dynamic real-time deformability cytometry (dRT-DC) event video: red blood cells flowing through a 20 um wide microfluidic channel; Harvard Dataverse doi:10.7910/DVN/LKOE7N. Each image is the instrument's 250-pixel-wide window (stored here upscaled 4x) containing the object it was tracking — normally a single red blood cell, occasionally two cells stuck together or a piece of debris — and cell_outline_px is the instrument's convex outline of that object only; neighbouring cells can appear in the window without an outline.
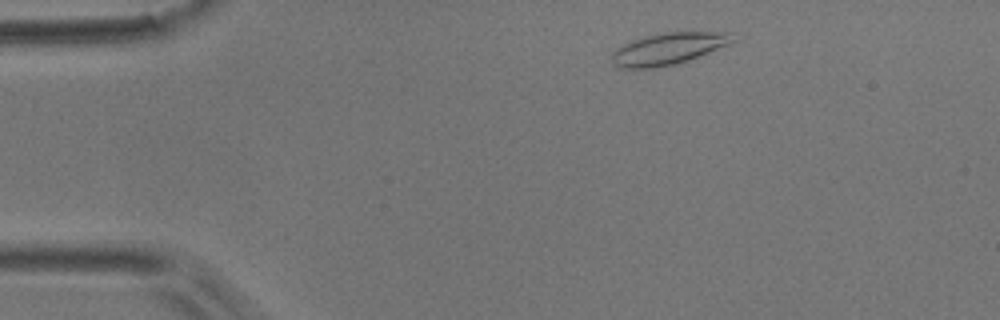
{"species": "common noctule bat (a hibernating species)", "species_latin": "Nyctalus noctula", "temperature_condition": "room temperature", "stored_images_in_passage": 48, "camera_frame_rate_fps": 3000, "um_per_image_px": 0.085, "animal": {"sex": "male", "body_mass_g": 17.9}, "frame": {"image": 1, "passage_image": 4, "time_ms": 1.0, "image_size_px": [1000, 320], "cell_outline_px": [[740, 40], [688, 60], [676, 64], [656, 68], [620, 68], [612, 60], [612, 52], [616, 48], [632, 40], [644, 36], [664, 32], [732, 32]], "centroid_in_image_um": [56.86, 4.12], "position_along_channel_um": 28.1, "area_um2": 22.54}}
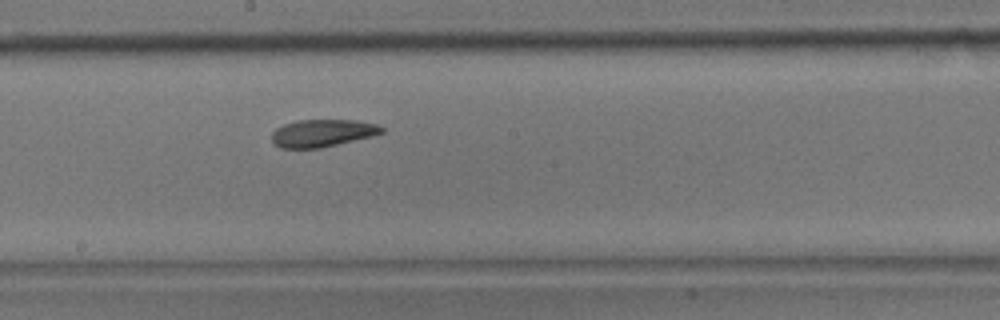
{"frame": {"image": 2, "passage_image": 24, "time_ms": 7.667, "image_size_px": [1000, 320], "cell_outline_px": [[384, 132], [372, 136], [320, 148], [280, 148], [272, 144], [272, 132], [276, 128], [284, 124], [296, 120], [356, 120], [376, 124], [384, 128]], "centroid_in_image_um": [27.37, 11.31], "position_along_channel_um": 220.8, "area_um2": 17.63}}
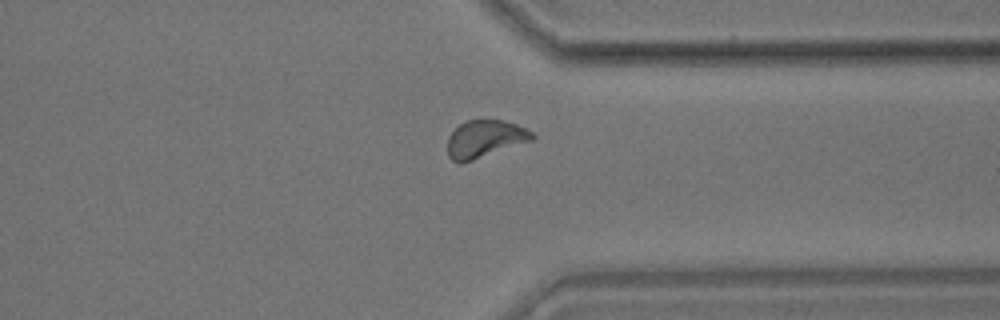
{"frame": {"image": 3, "passage_image": 36, "time_ms": 11.667, "image_size_px": [1000, 320], "cell_outline_px": [[536, 136], [532, 140], [460, 164], [456, 164], [448, 156], [448, 136], [460, 124], [468, 120], [500, 120], [516, 124], [532, 132]], "centroid_in_image_um": [41.18, 11.81], "position_along_channel_um": 370.2, "area_um2": 18.21}, "authors_computed_cell_mechanics": {"area_um2": 18.3226, "velocity_mm_per_s": 3.768, "shape_relaxation_time_tau1_ms": 3.9512, "shape_relaxation_time_tau2_ms": 3.2152, "deformation_change_tau1": 0.1159, "deformation_change_tau2": 0.0812}}